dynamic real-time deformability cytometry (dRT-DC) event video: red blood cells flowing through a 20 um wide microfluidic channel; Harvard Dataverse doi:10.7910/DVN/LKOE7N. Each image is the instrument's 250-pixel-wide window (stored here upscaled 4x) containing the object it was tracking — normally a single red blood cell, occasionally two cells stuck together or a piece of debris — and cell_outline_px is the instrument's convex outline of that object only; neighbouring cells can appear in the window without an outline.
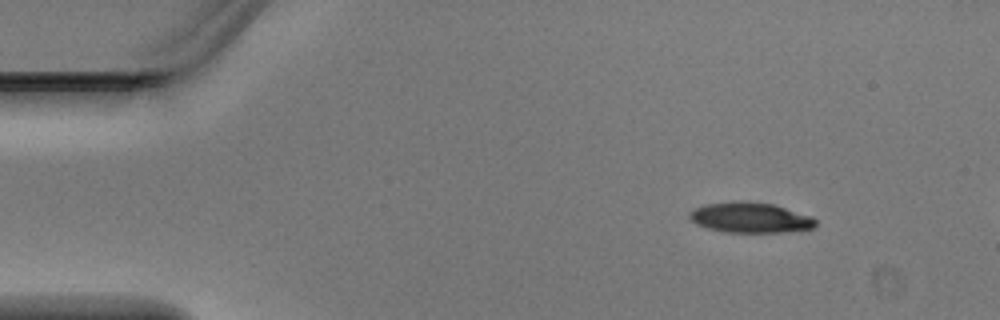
{"species": "Egyptian fruit bat (a non-hibernating species)", "species_latin": "Rousettus aegyptiacus", "temperature_condition": "warm", "stored_images_in_passage": 4, "segment_of_instrument_passage": [1, 2], "camera_frame_rate_fps": 3000, "um_per_image_px": 0.085, "animal": {"sex": "male"}, "frame": {"image": 1, "passage_image": 1, "time_ms": 0.0, "image_size_px": [1000, 320], "cell_outline_px": [[816, 224], [812, 228], [784, 232], [724, 232], [708, 228], [696, 224], [688, 216], [688, 212], [704, 204], [740, 200], [772, 204], [812, 216], [816, 220]], "centroid_in_image_um": [63.74, 18.49], "position_along_channel_um": 21.3, "area_um2": 22.25}}